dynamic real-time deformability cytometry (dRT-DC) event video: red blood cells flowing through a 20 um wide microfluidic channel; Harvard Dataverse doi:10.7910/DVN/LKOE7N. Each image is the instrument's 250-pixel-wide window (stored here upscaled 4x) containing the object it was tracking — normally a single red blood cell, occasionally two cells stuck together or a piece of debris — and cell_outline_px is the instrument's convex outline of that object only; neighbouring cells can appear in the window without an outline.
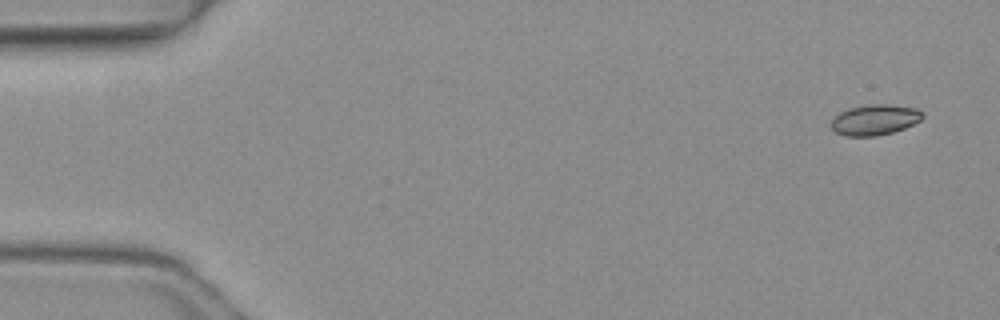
{"species": "common noctule bat (a hibernating species)", "species_latin": "Nyctalus noctula", "temperature_condition": "warm", "stored_images_in_passage": 5, "camera_frame_rate_fps": 3000, "um_per_image_px": 0.085, "animal": {"sex": "female", "body_mass_g": 19.3, "forearm_length_mm": 54.1}, "frame": {"image": 1, "passage_image": 1, "time_ms": 0.0, "image_size_px": [1000, 320], "cell_outline_px": [[924, 116], [920, 120], [904, 128], [892, 132], [876, 136], [844, 136], [836, 132], [832, 128], [832, 120], [840, 112], [848, 108], [868, 104], [888, 104], [916, 108], [924, 112]], "centroid_in_image_um": [74.37, 10.17], "position_along_channel_um": 10.6, "area_um2": 16.24}}